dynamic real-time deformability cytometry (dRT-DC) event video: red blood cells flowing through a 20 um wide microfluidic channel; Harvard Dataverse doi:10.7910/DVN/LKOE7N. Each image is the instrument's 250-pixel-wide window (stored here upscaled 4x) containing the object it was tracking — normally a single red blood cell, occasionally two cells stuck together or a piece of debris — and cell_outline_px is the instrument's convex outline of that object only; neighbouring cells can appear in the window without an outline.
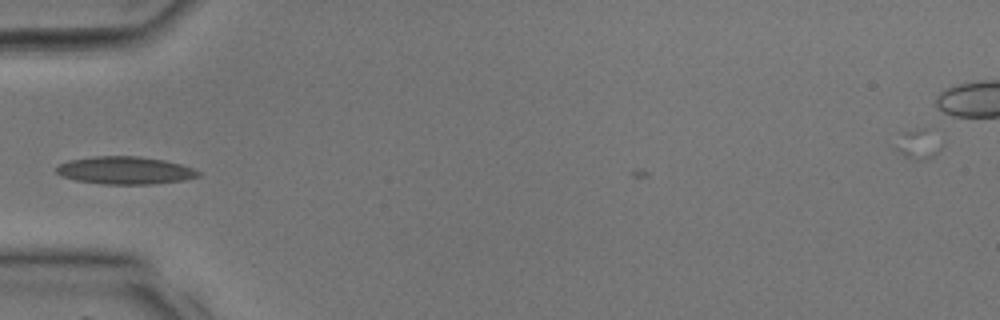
{"species": "common noctule bat (a hibernating species)", "species_latin": "Nyctalus noctula", "temperature_condition": "room temperature", "stored_images_in_passage": 24, "camera_frame_rate_fps": 3000, "um_per_image_px": 0.085, "animal": {"sex": "male", "body_mass_g": 17.9, "forearm_length_mm": 54.2}, "frame": {"image": 1, "passage_image": 1, "time_ms": 0.0, "image_size_px": [1000, 320], "cell_outline_px": [[200, 176], [184, 180], [152, 184], [104, 184], [76, 180], [60, 176], [56, 172], [56, 168], [60, 164], [68, 160], [92, 156], [136, 156], [164, 160], [180, 164], [192, 168], [200, 172]], "centroid_in_image_um": [10.61, 14.48], "position_along_channel_um": 74.4, "area_um2": 22.83}}
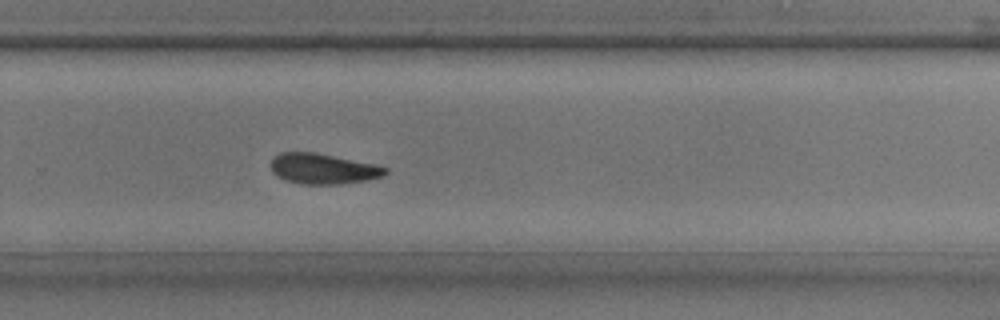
{"frame": {"image": 2, "passage_image": 13, "time_ms": 4.0, "image_size_px": [1000, 320], "cell_outline_px": [[388, 172], [384, 176], [364, 180], [340, 184], [300, 184], [284, 180], [276, 176], [272, 172], [272, 156], [280, 152], [316, 152], [376, 164], [388, 168]], "centroid_in_image_um": [27.45, 14.34], "position_along_channel_um": 302.4, "area_um2": 20.52}}
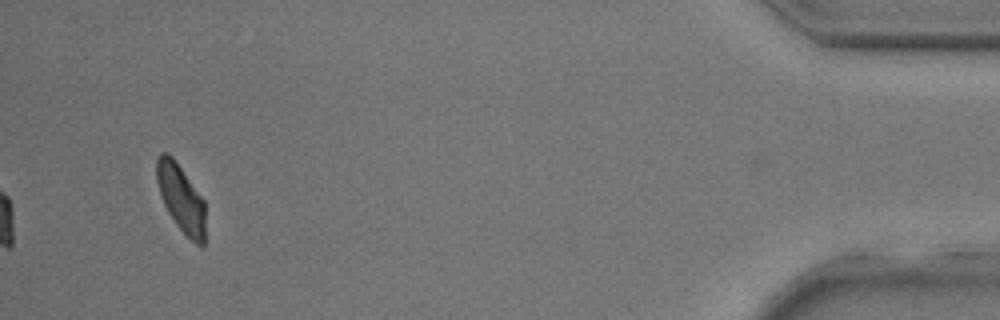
{"frame": {"image": 3, "passage_image": 23, "time_ms": 7.333, "image_size_px": [1000, 320], "cell_outline_px": [[204, 244], [196, 244], [176, 224], [168, 212], [160, 196], [156, 180], [156, 160], [160, 152], [168, 152], [172, 156], [204, 200]], "centroid_in_image_um": [15.34, 16.8], "position_along_channel_um": 419.9, "area_um2": 18.84}}